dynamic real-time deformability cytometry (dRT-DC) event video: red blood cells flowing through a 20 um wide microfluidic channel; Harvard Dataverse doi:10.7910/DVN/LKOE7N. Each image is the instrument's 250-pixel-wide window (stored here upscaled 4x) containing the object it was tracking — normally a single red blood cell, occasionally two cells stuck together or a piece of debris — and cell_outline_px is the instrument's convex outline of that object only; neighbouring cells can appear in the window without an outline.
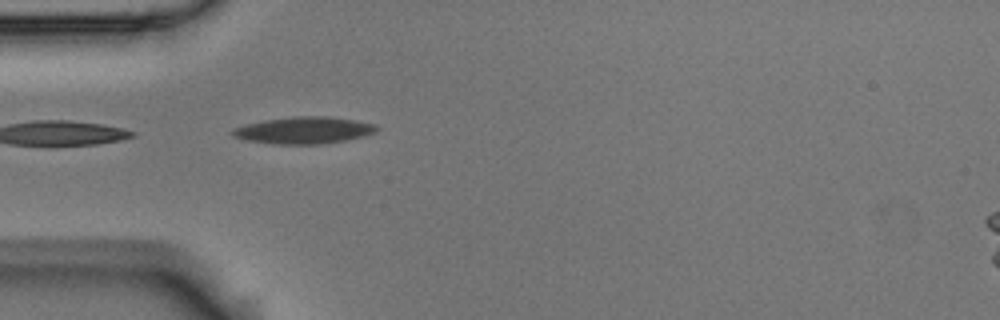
{"species": "Egyptian fruit bat (a non-hibernating species)", "species_latin": "Rousettus aegyptiacus", "temperature_condition": "room temperature", "stored_images_in_passage": 4, "camera_frame_rate_fps": 3000, "um_per_image_px": 0.085, "animal": {"sex": "male"}, "frame": {"image": 1, "passage_image": 3, "time_ms": 0.667, "image_size_px": [1000, 320], "cell_outline_px": [[380, 128], [376, 132], [364, 136], [344, 140], [316, 144], [280, 144], [248, 140], [232, 136], [232, 128], [264, 120], [292, 116], [324, 116], [352, 120], [372, 124]], "centroid_in_image_um": [25.82, 11.07], "position_along_channel_um": 59.2, "area_um2": 22.14}}